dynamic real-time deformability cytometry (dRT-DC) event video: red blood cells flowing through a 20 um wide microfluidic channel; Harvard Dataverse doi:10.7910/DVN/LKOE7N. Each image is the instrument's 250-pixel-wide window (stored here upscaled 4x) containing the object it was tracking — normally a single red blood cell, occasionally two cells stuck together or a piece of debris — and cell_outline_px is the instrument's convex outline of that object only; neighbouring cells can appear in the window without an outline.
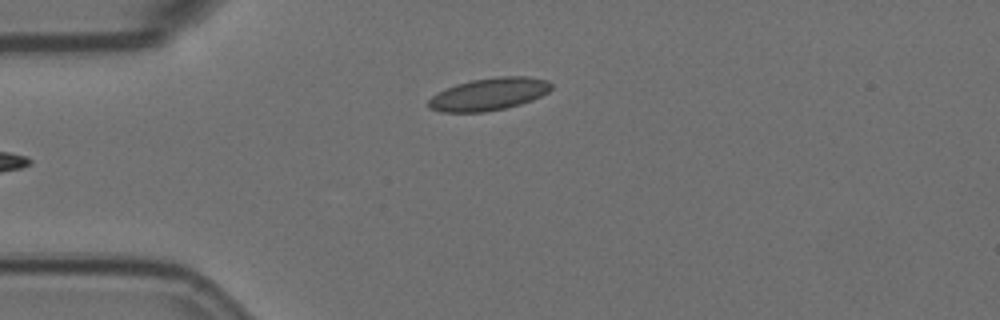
{"species": "Egyptian fruit bat (a non-hibernating species)", "species_latin": "Rousettus aegyptiacus", "temperature_condition": "room temperature", "stored_images_in_passage": 5, "camera_frame_rate_fps": 3000, "um_per_image_px": 0.085, "animal": {"sex": "female"}, "frame": {"image": 1, "passage_image": 5, "time_ms": 1.333, "image_size_px": [1000, 320], "cell_outline_px": [[552, 88], [548, 92], [532, 100], [520, 104], [504, 108], [484, 112], [440, 112], [428, 108], [428, 100], [432, 96], [456, 84], [472, 80], [496, 76], [524, 76], [548, 80], [552, 84]], "centroid_in_image_um": [41.57, 8.0], "position_along_channel_um": 43.4, "area_um2": 23.12}}